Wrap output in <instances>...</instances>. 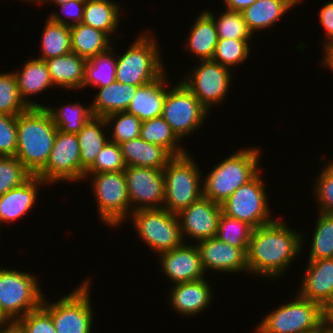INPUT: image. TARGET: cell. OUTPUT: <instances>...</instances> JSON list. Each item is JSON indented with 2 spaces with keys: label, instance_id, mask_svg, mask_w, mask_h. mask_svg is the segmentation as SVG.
I'll list each match as a JSON object with an SVG mask.
<instances>
[{
  "label": "cell",
  "instance_id": "cell-1",
  "mask_svg": "<svg viewBox=\"0 0 333 333\" xmlns=\"http://www.w3.org/2000/svg\"><path fill=\"white\" fill-rule=\"evenodd\" d=\"M304 236L279 218L253 229L247 251L249 274L278 280L304 252Z\"/></svg>",
  "mask_w": 333,
  "mask_h": 333
},
{
  "label": "cell",
  "instance_id": "cell-2",
  "mask_svg": "<svg viewBox=\"0 0 333 333\" xmlns=\"http://www.w3.org/2000/svg\"><path fill=\"white\" fill-rule=\"evenodd\" d=\"M57 130L44 107H30L17 116L15 157L32 175H37L46 166Z\"/></svg>",
  "mask_w": 333,
  "mask_h": 333
},
{
  "label": "cell",
  "instance_id": "cell-3",
  "mask_svg": "<svg viewBox=\"0 0 333 333\" xmlns=\"http://www.w3.org/2000/svg\"><path fill=\"white\" fill-rule=\"evenodd\" d=\"M239 150L216 163L206 176L203 174L204 197L222 205L241 185L263 171L259 163L260 148L252 146Z\"/></svg>",
  "mask_w": 333,
  "mask_h": 333
},
{
  "label": "cell",
  "instance_id": "cell-4",
  "mask_svg": "<svg viewBox=\"0 0 333 333\" xmlns=\"http://www.w3.org/2000/svg\"><path fill=\"white\" fill-rule=\"evenodd\" d=\"M141 31L124 53L116 54V81L143 86L159 78L166 69L154 33ZM153 33V35H152Z\"/></svg>",
  "mask_w": 333,
  "mask_h": 333
},
{
  "label": "cell",
  "instance_id": "cell-5",
  "mask_svg": "<svg viewBox=\"0 0 333 333\" xmlns=\"http://www.w3.org/2000/svg\"><path fill=\"white\" fill-rule=\"evenodd\" d=\"M201 166L188 151L173 156L163 169L165 180L164 209L178 214L203 195Z\"/></svg>",
  "mask_w": 333,
  "mask_h": 333
},
{
  "label": "cell",
  "instance_id": "cell-6",
  "mask_svg": "<svg viewBox=\"0 0 333 333\" xmlns=\"http://www.w3.org/2000/svg\"><path fill=\"white\" fill-rule=\"evenodd\" d=\"M91 281L87 277L75 290L52 303L44 295L41 306L51 315L56 333H92Z\"/></svg>",
  "mask_w": 333,
  "mask_h": 333
},
{
  "label": "cell",
  "instance_id": "cell-7",
  "mask_svg": "<svg viewBox=\"0 0 333 333\" xmlns=\"http://www.w3.org/2000/svg\"><path fill=\"white\" fill-rule=\"evenodd\" d=\"M39 281L35 273L0 268V311L10 322L41 306L44 294Z\"/></svg>",
  "mask_w": 333,
  "mask_h": 333
},
{
  "label": "cell",
  "instance_id": "cell-8",
  "mask_svg": "<svg viewBox=\"0 0 333 333\" xmlns=\"http://www.w3.org/2000/svg\"><path fill=\"white\" fill-rule=\"evenodd\" d=\"M279 306L265 314L255 333H311L323 326V307L298 293Z\"/></svg>",
  "mask_w": 333,
  "mask_h": 333
},
{
  "label": "cell",
  "instance_id": "cell-9",
  "mask_svg": "<svg viewBox=\"0 0 333 333\" xmlns=\"http://www.w3.org/2000/svg\"><path fill=\"white\" fill-rule=\"evenodd\" d=\"M89 178L91 180H89ZM90 181L96 200L98 219L109 228L123 226L131 215V206L123 171L85 174L84 180Z\"/></svg>",
  "mask_w": 333,
  "mask_h": 333
},
{
  "label": "cell",
  "instance_id": "cell-10",
  "mask_svg": "<svg viewBox=\"0 0 333 333\" xmlns=\"http://www.w3.org/2000/svg\"><path fill=\"white\" fill-rule=\"evenodd\" d=\"M127 220L133 222L139 240L157 256L185 243L177 214L164 208L136 210Z\"/></svg>",
  "mask_w": 333,
  "mask_h": 333
},
{
  "label": "cell",
  "instance_id": "cell-11",
  "mask_svg": "<svg viewBox=\"0 0 333 333\" xmlns=\"http://www.w3.org/2000/svg\"><path fill=\"white\" fill-rule=\"evenodd\" d=\"M168 80L169 78L161 116L170 125L177 138L183 142L186 137L192 136L194 130L197 131L202 128V125L204 126V122L211 113L181 80L173 86Z\"/></svg>",
  "mask_w": 333,
  "mask_h": 333
},
{
  "label": "cell",
  "instance_id": "cell-12",
  "mask_svg": "<svg viewBox=\"0 0 333 333\" xmlns=\"http://www.w3.org/2000/svg\"><path fill=\"white\" fill-rule=\"evenodd\" d=\"M259 172L253 179L241 185L221 205L222 212L229 217L247 222L254 229L276 220L273 216L266 193V182ZM272 215V216H271Z\"/></svg>",
  "mask_w": 333,
  "mask_h": 333
},
{
  "label": "cell",
  "instance_id": "cell-13",
  "mask_svg": "<svg viewBox=\"0 0 333 333\" xmlns=\"http://www.w3.org/2000/svg\"><path fill=\"white\" fill-rule=\"evenodd\" d=\"M190 72L180 78L199 102L210 112L221 105L232 85L231 70L212 60L196 61Z\"/></svg>",
  "mask_w": 333,
  "mask_h": 333
},
{
  "label": "cell",
  "instance_id": "cell-14",
  "mask_svg": "<svg viewBox=\"0 0 333 333\" xmlns=\"http://www.w3.org/2000/svg\"><path fill=\"white\" fill-rule=\"evenodd\" d=\"M80 152L77 134L57 130L49 160L37 176L52 186L80 181Z\"/></svg>",
  "mask_w": 333,
  "mask_h": 333
},
{
  "label": "cell",
  "instance_id": "cell-15",
  "mask_svg": "<svg viewBox=\"0 0 333 333\" xmlns=\"http://www.w3.org/2000/svg\"><path fill=\"white\" fill-rule=\"evenodd\" d=\"M131 213L141 209H159L164 207L165 180L160 169L126 166L123 170Z\"/></svg>",
  "mask_w": 333,
  "mask_h": 333
},
{
  "label": "cell",
  "instance_id": "cell-16",
  "mask_svg": "<svg viewBox=\"0 0 333 333\" xmlns=\"http://www.w3.org/2000/svg\"><path fill=\"white\" fill-rule=\"evenodd\" d=\"M221 204L211 201L203 195L186 209L177 214L182 237L186 243L187 238L195 244L201 240L216 237Z\"/></svg>",
  "mask_w": 333,
  "mask_h": 333
},
{
  "label": "cell",
  "instance_id": "cell-17",
  "mask_svg": "<svg viewBox=\"0 0 333 333\" xmlns=\"http://www.w3.org/2000/svg\"><path fill=\"white\" fill-rule=\"evenodd\" d=\"M205 274L212 270L215 273H249L247 262L248 249H240L221 241L217 237L201 240L196 243Z\"/></svg>",
  "mask_w": 333,
  "mask_h": 333
},
{
  "label": "cell",
  "instance_id": "cell-18",
  "mask_svg": "<svg viewBox=\"0 0 333 333\" xmlns=\"http://www.w3.org/2000/svg\"><path fill=\"white\" fill-rule=\"evenodd\" d=\"M161 272L172 284L196 281L205 278L201 265L200 252L197 245L192 242L184 243L170 251L158 256Z\"/></svg>",
  "mask_w": 333,
  "mask_h": 333
},
{
  "label": "cell",
  "instance_id": "cell-19",
  "mask_svg": "<svg viewBox=\"0 0 333 333\" xmlns=\"http://www.w3.org/2000/svg\"><path fill=\"white\" fill-rule=\"evenodd\" d=\"M205 278L173 284L169 291L168 302L175 312L182 316L195 317L210 308L214 290L210 282Z\"/></svg>",
  "mask_w": 333,
  "mask_h": 333
},
{
  "label": "cell",
  "instance_id": "cell-20",
  "mask_svg": "<svg viewBox=\"0 0 333 333\" xmlns=\"http://www.w3.org/2000/svg\"><path fill=\"white\" fill-rule=\"evenodd\" d=\"M299 290L302 298L324 307L333 302V258L308 260Z\"/></svg>",
  "mask_w": 333,
  "mask_h": 333
},
{
  "label": "cell",
  "instance_id": "cell-21",
  "mask_svg": "<svg viewBox=\"0 0 333 333\" xmlns=\"http://www.w3.org/2000/svg\"><path fill=\"white\" fill-rule=\"evenodd\" d=\"M48 185L37 175H32L21 186L9 190L0 196V221L2 224H12L19 221L32 211L38 202L40 186ZM40 189V190H38Z\"/></svg>",
  "mask_w": 333,
  "mask_h": 333
},
{
  "label": "cell",
  "instance_id": "cell-22",
  "mask_svg": "<svg viewBox=\"0 0 333 333\" xmlns=\"http://www.w3.org/2000/svg\"><path fill=\"white\" fill-rule=\"evenodd\" d=\"M22 69L13 70L18 82L21 98L29 107H45V104L30 100L29 97L43 93L49 88H55L50 78L46 62L39 58L25 61Z\"/></svg>",
  "mask_w": 333,
  "mask_h": 333
},
{
  "label": "cell",
  "instance_id": "cell-23",
  "mask_svg": "<svg viewBox=\"0 0 333 333\" xmlns=\"http://www.w3.org/2000/svg\"><path fill=\"white\" fill-rule=\"evenodd\" d=\"M167 93L166 71L152 82L139 86L127 113L137 116L142 122L162 115Z\"/></svg>",
  "mask_w": 333,
  "mask_h": 333
},
{
  "label": "cell",
  "instance_id": "cell-24",
  "mask_svg": "<svg viewBox=\"0 0 333 333\" xmlns=\"http://www.w3.org/2000/svg\"><path fill=\"white\" fill-rule=\"evenodd\" d=\"M303 0H256L242 11L248 29L254 33L277 25L279 20ZM278 21V22H277Z\"/></svg>",
  "mask_w": 333,
  "mask_h": 333
},
{
  "label": "cell",
  "instance_id": "cell-25",
  "mask_svg": "<svg viewBox=\"0 0 333 333\" xmlns=\"http://www.w3.org/2000/svg\"><path fill=\"white\" fill-rule=\"evenodd\" d=\"M199 14L188 29L186 41L183 42L184 49L189 54L192 53L190 55L196 57L197 61L212 60L219 39L216 26L204 10Z\"/></svg>",
  "mask_w": 333,
  "mask_h": 333
},
{
  "label": "cell",
  "instance_id": "cell-26",
  "mask_svg": "<svg viewBox=\"0 0 333 333\" xmlns=\"http://www.w3.org/2000/svg\"><path fill=\"white\" fill-rule=\"evenodd\" d=\"M86 59L74 52L45 60L54 87L82 90Z\"/></svg>",
  "mask_w": 333,
  "mask_h": 333
},
{
  "label": "cell",
  "instance_id": "cell-27",
  "mask_svg": "<svg viewBox=\"0 0 333 333\" xmlns=\"http://www.w3.org/2000/svg\"><path fill=\"white\" fill-rule=\"evenodd\" d=\"M119 145L125 166L163 170L173 157L162 146L148 143L140 137L125 141Z\"/></svg>",
  "mask_w": 333,
  "mask_h": 333
},
{
  "label": "cell",
  "instance_id": "cell-28",
  "mask_svg": "<svg viewBox=\"0 0 333 333\" xmlns=\"http://www.w3.org/2000/svg\"><path fill=\"white\" fill-rule=\"evenodd\" d=\"M104 117H92L77 134L80 147V181H84L86 170L94 163L96 156L109 142V131Z\"/></svg>",
  "mask_w": 333,
  "mask_h": 333
},
{
  "label": "cell",
  "instance_id": "cell-29",
  "mask_svg": "<svg viewBox=\"0 0 333 333\" xmlns=\"http://www.w3.org/2000/svg\"><path fill=\"white\" fill-rule=\"evenodd\" d=\"M138 87L114 81L106 87L96 88L98 92L91 103L93 115L105 117L114 112L126 111Z\"/></svg>",
  "mask_w": 333,
  "mask_h": 333
},
{
  "label": "cell",
  "instance_id": "cell-30",
  "mask_svg": "<svg viewBox=\"0 0 333 333\" xmlns=\"http://www.w3.org/2000/svg\"><path fill=\"white\" fill-rule=\"evenodd\" d=\"M121 5L111 0H85L82 22L84 25L105 32L110 38L116 34L120 22Z\"/></svg>",
  "mask_w": 333,
  "mask_h": 333
},
{
  "label": "cell",
  "instance_id": "cell-31",
  "mask_svg": "<svg viewBox=\"0 0 333 333\" xmlns=\"http://www.w3.org/2000/svg\"><path fill=\"white\" fill-rule=\"evenodd\" d=\"M70 34L71 51L86 60L105 53L112 48V38L105 32L83 23L71 26Z\"/></svg>",
  "mask_w": 333,
  "mask_h": 333
},
{
  "label": "cell",
  "instance_id": "cell-32",
  "mask_svg": "<svg viewBox=\"0 0 333 333\" xmlns=\"http://www.w3.org/2000/svg\"><path fill=\"white\" fill-rule=\"evenodd\" d=\"M58 130L64 133L78 134L84 125L94 117L91 103L85 106L81 102L67 103L66 105L44 107Z\"/></svg>",
  "mask_w": 333,
  "mask_h": 333
},
{
  "label": "cell",
  "instance_id": "cell-33",
  "mask_svg": "<svg viewBox=\"0 0 333 333\" xmlns=\"http://www.w3.org/2000/svg\"><path fill=\"white\" fill-rule=\"evenodd\" d=\"M140 138L148 143L162 146L172 156H179L188 152V149L184 148L182 141L177 138L162 116L143 121L140 128Z\"/></svg>",
  "mask_w": 333,
  "mask_h": 333
},
{
  "label": "cell",
  "instance_id": "cell-34",
  "mask_svg": "<svg viewBox=\"0 0 333 333\" xmlns=\"http://www.w3.org/2000/svg\"><path fill=\"white\" fill-rule=\"evenodd\" d=\"M114 48L112 46L107 52L86 61L84 89L106 87L116 81V48Z\"/></svg>",
  "mask_w": 333,
  "mask_h": 333
},
{
  "label": "cell",
  "instance_id": "cell-35",
  "mask_svg": "<svg viewBox=\"0 0 333 333\" xmlns=\"http://www.w3.org/2000/svg\"><path fill=\"white\" fill-rule=\"evenodd\" d=\"M44 25L40 37L41 53L37 58L45 61L71 52L70 27L52 22L49 18Z\"/></svg>",
  "mask_w": 333,
  "mask_h": 333
},
{
  "label": "cell",
  "instance_id": "cell-36",
  "mask_svg": "<svg viewBox=\"0 0 333 333\" xmlns=\"http://www.w3.org/2000/svg\"><path fill=\"white\" fill-rule=\"evenodd\" d=\"M317 213L308 260L333 258V214Z\"/></svg>",
  "mask_w": 333,
  "mask_h": 333
},
{
  "label": "cell",
  "instance_id": "cell-37",
  "mask_svg": "<svg viewBox=\"0 0 333 333\" xmlns=\"http://www.w3.org/2000/svg\"><path fill=\"white\" fill-rule=\"evenodd\" d=\"M213 20L216 26L218 38L221 39H253L254 36L248 29L242 12L225 9L219 17L215 13L204 10Z\"/></svg>",
  "mask_w": 333,
  "mask_h": 333
},
{
  "label": "cell",
  "instance_id": "cell-38",
  "mask_svg": "<svg viewBox=\"0 0 333 333\" xmlns=\"http://www.w3.org/2000/svg\"><path fill=\"white\" fill-rule=\"evenodd\" d=\"M252 39H218L212 61L229 69L241 66L251 54Z\"/></svg>",
  "mask_w": 333,
  "mask_h": 333
},
{
  "label": "cell",
  "instance_id": "cell-39",
  "mask_svg": "<svg viewBox=\"0 0 333 333\" xmlns=\"http://www.w3.org/2000/svg\"><path fill=\"white\" fill-rule=\"evenodd\" d=\"M253 229L247 222L229 217L222 212L216 237L231 246L248 249Z\"/></svg>",
  "mask_w": 333,
  "mask_h": 333
},
{
  "label": "cell",
  "instance_id": "cell-40",
  "mask_svg": "<svg viewBox=\"0 0 333 333\" xmlns=\"http://www.w3.org/2000/svg\"><path fill=\"white\" fill-rule=\"evenodd\" d=\"M109 131V141L118 145L140 137V128L142 121L135 115H131L126 111L114 112L104 117ZM113 126V127H112Z\"/></svg>",
  "mask_w": 333,
  "mask_h": 333
},
{
  "label": "cell",
  "instance_id": "cell-41",
  "mask_svg": "<svg viewBox=\"0 0 333 333\" xmlns=\"http://www.w3.org/2000/svg\"><path fill=\"white\" fill-rule=\"evenodd\" d=\"M29 108L21 98L13 70L0 73V113L18 116Z\"/></svg>",
  "mask_w": 333,
  "mask_h": 333
},
{
  "label": "cell",
  "instance_id": "cell-42",
  "mask_svg": "<svg viewBox=\"0 0 333 333\" xmlns=\"http://www.w3.org/2000/svg\"><path fill=\"white\" fill-rule=\"evenodd\" d=\"M31 176L15 156L0 157V196L21 186Z\"/></svg>",
  "mask_w": 333,
  "mask_h": 333
},
{
  "label": "cell",
  "instance_id": "cell-43",
  "mask_svg": "<svg viewBox=\"0 0 333 333\" xmlns=\"http://www.w3.org/2000/svg\"><path fill=\"white\" fill-rule=\"evenodd\" d=\"M120 145L109 141L96 156L94 163L86 170L85 174L100 172H119L125 169Z\"/></svg>",
  "mask_w": 333,
  "mask_h": 333
},
{
  "label": "cell",
  "instance_id": "cell-44",
  "mask_svg": "<svg viewBox=\"0 0 333 333\" xmlns=\"http://www.w3.org/2000/svg\"><path fill=\"white\" fill-rule=\"evenodd\" d=\"M315 178L313 195L317 211L333 214V170L325 163Z\"/></svg>",
  "mask_w": 333,
  "mask_h": 333
},
{
  "label": "cell",
  "instance_id": "cell-45",
  "mask_svg": "<svg viewBox=\"0 0 333 333\" xmlns=\"http://www.w3.org/2000/svg\"><path fill=\"white\" fill-rule=\"evenodd\" d=\"M14 323L23 333H56L51 315L42 306Z\"/></svg>",
  "mask_w": 333,
  "mask_h": 333
},
{
  "label": "cell",
  "instance_id": "cell-46",
  "mask_svg": "<svg viewBox=\"0 0 333 333\" xmlns=\"http://www.w3.org/2000/svg\"><path fill=\"white\" fill-rule=\"evenodd\" d=\"M17 137V116L0 113V157L16 155Z\"/></svg>",
  "mask_w": 333,
  "mask_h": 333
},
{
  "label": "cell",
  "instance_id": "cell-47",
  "mask_svg": "<svg viewBox=\"0 0 333 333\" xmlns=\"http://www.w3.org/2000/svg\"><path fill=\"white\" fill-rule=\"evenodd\" d=\"M55 6H58L62 12L58 13L57 11L54 12L55 10L51 11V14H48L49 16H47V18H49L52 22L69 27L82 22L85 0H71Z\"/></svg>",
  "mask_w": 333,
  "mask_h": 333
},
{
  "label": "cell",
  "instance_id": "cell-48",
  "mask_svg": "<svg viewBox=\"0 0 333 333\" xmlns=\"http://www.w3.org/2000/svg\"><path fill=\"white\" fill-rule=\"evenodd\" d=\"M318 20L326 35L323 47L333 45V0H330L320 8Z\"/></svg>",
  "mask_w": 333,
  "mask_h": 333
},
{
  "label": "cell",
  "instance_id": "cell-49",
  "mask_svg": "<svg viewBox=\"0 0 333 333\" xmlns=\"http://www.w3.org/2000/svg\"><path fill=\"white\" fill-rule=\"evenodd\" d=\"M256 0H224V9L242 12L251 6Z\"/></svg>",
  "mask_w": 333,
  "mask_h": 333
},
{
  "label": "cell",
  "instance_id": "cell-50",
  "mask_svg": "<svg viewBox=\"0 0 333 333\" xmlns=\"http://www.w3.org/2000/svg\"><path fill=\"white\" fill-rule=\"evenodd\" d=\"M323 326L328 333H333V302L323 307Z\"/></svg>",
  "mask_w": 333,
  "mask_h": 333
},
{
  "label": "cell",
  "instance_id": "cell-51",
  "mask_svg": "<svg viewBox=\"0 0 333 333\" xmlns=\"http://www.w3.org/2000/svg\"><path fill=\"white\" fill-rule=\"evenodd\" d=\"M323 52L321 64L333 73V45L323 48Z\"/></svg>",
  "mask_w": 333,
  "mask_h": 333
},
{
  "label": "cell",
  "instance_id": "cell-52",
  "mask_svg": "<svg viewBox=\"0 0 333 333\" xmlns=\"http://www.w3.org/2000/svg\"><path fill=\"white\" fill-rule=\"evenodd\" d=\"M0 333H23V332L14 322H11L6 326L0 327Z\"/></svg>",
  "mask_w": 333,
  "mask_h": 333
},
{
  "label": "cell",
  "instance_id": "cell-53",
  "mask_svg": "<svg viewBox=\"0 0 333 333\" xmlns=\"http://www.w3.org/2000/svg\"><path fill=\"white\" fill-rule=\"evenodd\" d=\"M69 1H71V0H33L32 2H31V4H37L38 6H39V4L40 5H45V3L47 4H52L53 3V5L55 4V5H60V4H63V3H65V2H69Z\"/></svg>",
  "mask_w": 333,
  "mask_h": 333
},
{
  "label": "cell",
  "instance_id": "cell-54",
  "mask_svg": "<svg viewBox=\"0 0 333 333\" xmlns=\"http://www.w3.org/2000/svg\"><path fill=\"white\" fill-rule=\"evenodd\" d=\"M10 323L11 322L0 311V327L6 326V325H8Z\"/></svg>",
  "mask_w": 333,
  "mask_h": 333
},
{
  "label": "cell",
  "instance_id": "cell-55",
  "mask_svg": "<svg viewBox=\"0 0 333 333\" xmlns=\"http://www.w3.org/2000/svg\"><path fill=\"white\" fill-rule=\"evenodd\" d=\"M326 159H327V158H325V160H324L323 158H320V160H321V161H320V162H321V165H322L323 162L325 161L324 163H326V164H327V165L333 170V160H332L333 158H332L331 160L327 159V161H326ZM328 160H329V161H328Z\"/></svg>",
  "mask_w": 333,
  "mask_h": 333
},
{
  "label": "cell",
  "instance_id": "cell-56",
  "mask_svg": "<svg viewBox=\"0 0 333 333\" xmlns=\"http://www.w3.org/2000/svg\"><path fill=\"white\" fill-rule=\"evenodd\" d=\"M311 333H326V328L324 326L320 327L318 330Z\"/></svg>",
  "mask_w": 333,
  "mask_h": 333
},
{
  "label": "cell",
  "instance_id": "cell-57",
  "mask_svg": "<svg viewBox=\"0 0 333 333\" xmlns=\"http://www.w3.org/2000/svg\"><path fill=\"white\" fill-rule=\"evenodd\" d=\"M21 1L23 2V0H21ZM25 1L31 3L33 0H24V2H25Z\"/></svg>",
  "mask_w": 333,
  "mask_h": 333
}]
</instances>
